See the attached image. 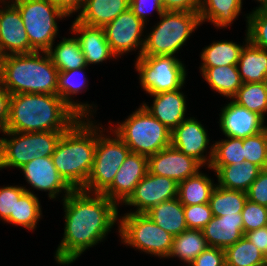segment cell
Instances as JSON below:
<instances>
[{"mask_svg": "<svg viewBox=\"0 0 267 266\" xmlns=\"http://www.w3.org/2000/svg\"><path fill=\"white\" fill-rule=\"evenodd\" d=\"M202 165L172 145L148 157V172L168 177L177 183L199 172Z\"/></svg>", "mask_w": 267, "mask_h": 266, "instance_id": "obj_16", "label": "cell"}, {"mask_svg": "<svg viewBox=\"0 0 267 266\" xmlns=\"http://www.w3.org/2000/svg\"><path fill=\"white\" fill-rule=\"evenodd\" d=\"M20 169L26 182L39 191H48L50 199L56 198L62 190L64 199L74 190L59 174L51 156L35 158Z\"/></svg>", "mask_w": 267, "mask_h": 266, "instance_id": "obj_17", "label": "cell"}, {"mask_svg": "<svg viewBox=\"0 0 267 266\" xmlns=\"http://www.w3.org/2000/svg\"><path fill=\"white\" fill-rule=\"evenodd\" d=\"M176 197L178 183L175 180L147 172L124 203L137 207L135 212L130 213H146L151 207Z\"/></svg>", "mask_w": 267, "mask_h": 266, "instance_id": "obj_13", "label": "cell"}, {"mask_svg": "<svg viewBox=\"0 0 267 266\" xmlns=\"http://www.w3.org/2000/svg\"><path fill=\"white\" fill-rule=\"evenodd\" d=\"M72 23V33L79 35L76 38L79 40L87 66L117 57L106 40L103 27L90 26L77 19Z\"/></svg>", "mask_w": 267, "mask_h": 266, "instance_id": "obj_20", "label": "cell"}, {"mask_svg": "<svg viewBox=\"0 0 267 266\" xmlns=\"http://www.w3.org/2000/svg\"><path fill=\"white\" fill-rule=\"evenodd\" d=\"M243 48L232 41H214L202 51L200 68L237 65Z\"/></svg>", "mask_w": 267, "mask_h": 266, "instance_id": "obj_33", "label": "cell"}, {"mask_svg": "<svg viewBox=\"0 0 267 266\" xmlns=\"http://www.w3.org/2000/svg\"><path fill=\"white\" fill-rule=\"evenodd\" d=\"M220 128L226 137L247 138L264 131V118L233 100L221 109Z\"/></svg>", "mask_w": 267, "mask_h": 266, "instance_id": "obj_19", "label": "cell"}, {"mask_svg": "<svg viewBox=\"0 0 267 266\" xmlns=\"http://www.w3.org/2000/svg\"><path fill=\"white\" fill-rule=\"evenodd\" d=\"M165 11L199 12V0H161Z\"/></svg>", "mask_w": 267, "mask_h": 266, "instance_id": "obj_47", "label": "cell"}, {"mask_svg": "<svg viewBox=\"0 0 267 266\" xmlns=\"http://www.w3.org/2000/svg\"><path fill=\"white\" fill-rule=\"evenodd\" d=\"M246 201V192L229 190L216 185L211 194L209 206L213 216L222 217L241 213Z\"/></svg>", "mask_w": 267, "mask_h": 266, "instance_id": "obj_34", "label": "cell"}, {"mask_svg": "<svg viewBox=\"0 0 267 266\" xmlns=\"http://www.w3.org/2000/svg\"><path fill=\"white\" fill-rule=\"evenodd\" d=\"M63 132L2 131L11 138H0V170L7 167L20 169L35 158L51 156Z\"/></svg>", "mask_w": 267, "mask_h": 266, "instance_id": "obj_7", "label": "cell"}, {"mask_svg": "<svg viewBox=\"0 0 267 266\" xmlns=\"http://www.w3.org/2000/svg\"><path fill=\"white\" fill-rule=\"evenodd\" d=\"M18 8L29 39L36 52H47L58 34L57 18L67 15L49 0H11Z\"/></svg>", "mask_w": 267, "mask_h": 266, "instance_id": "obj_8", "label": "cell"}, {"mask_svg": "<svg viewBox=\"0 0 267 266\" xmlns=\"http://www.w3.org/2000/svg\"><path fill=\"white\" fill-rule=\"evenodd\" d=\"M135 62L141 87L149 95L181 89L185 84V66L175 56H141Z\"/></svg>", "mask_w": 267, "mask_h": 266, "instance_id": "obj_11", "label": "cell"}, {"mask_svg": "<svg viewBox=\"0 0 267 266\" xmlns=\"http://www.w3.org/2000/svg\"><path fill=\"white\" fill-rule=\"evenodd\" d=\"M79 118L58 95L13 94L5 131H67Z\"/></svg>", "mask_w": 267, "mask_h": 266, "instance_id": "obj_2", "label": "cell"}, {"mask_svg": "<svg viewBox=\"0 0 267 266\" xmlns=\"http://www.w3.org/2000/svg\"><path fill=\"white\" fill-rule=\"evenodd\" d=\"M97 133L95 157L90 175L82 191L103 194L113 183L116 173L131 152L128 146L113 132L115 138ZM102 133V134H101Z\"/></svg>", "mask_w": 267, "mask_h": 266, "instance_id": "obj_10", "label": "cell"}, {"mask_svg": "<svg viewBox=\"0 0 267 266\" xmlns=\"http://www.w3.org/2000/svg\"><path fill=\"white\" fill-rule=\"evenodd\" d=\"M73 190L63 201L64 236L55 253L56 263H73L88 248L103 241L114 226L118 205L103 194Z\"/></svg>", "mask_w": 267, "mask_h": 266, "instance_id": "obj_1", "label": "cell"}, {"mask_svg": "<svg viewBox=\"0 0 267 266\" xmlns=\"http://www.w3.org/2000/svg\"><path fill=\"white\" fill-rule=\"evenodd\" d=\"M27 192L23 186H6L0 188V218L1 220L15 225L16 201Z\"/></svg>", "mask_w": 267, "mask_h": 266, "instance_id": "obj_41", "label": "cell"}, {"mask_svg": "<svg viewBox=\"0 0 267 266\" xmlns=\"http://www.w3.org/2000/svg\"><path fill=\"white\" fill-rule=\"evenodd\" d=\"M150 7V8H149ZM149 8V9H147ZM129 9L144 23L149 21L146 17L148 10L156 9L157 14L160 16L163 14L165 9L161 0H130Z\"/></svg>", "mask_w": 267, "mask_h": 266, "instance_id": "obj_46", "label": "cell"}, {"mask_svg": "<svg viewBox=\"0 0 267 266\" xmlns=\"http://www.w3.org/2000/svg\"><path fill=\"white\" fill-rule=\"evenodd\" d=\"M247 199L267 207V169H262L246 191Z\"/></svg>", "mask_w": 267, "mask_h": 266, "instance_id": "obj_44", "label": "cell"}, {"mask_svg": "<svg viewBox=\"0 0 267 266\" xmlns=\"http://www.w3.org/2000/svg\"><path fill=\"white\" fill-rule=\"evenodd\" d=\"M245 162L267 169V128L257 135L243 138Z\"/></svg>", "mask_w": 267, "mask_h": 266, "instance_id": "obj_40", "label": "cell"}, {"mask_svg": "<svg viewBox=\"0 0 267 266\" xmlns=\"http://www.w3.org/2000/svg\"><path fill=\"white\" fill-rule=\"evenodd\" d=\"M58 72L47 52L11 54L0 58V82L11 95H57Z\"/></svg>", "mask_w": 267, "mask_h": 266, "instance_id": "obj_4", "label": "cell"}, {"mask_svg": "<svg viewBox=\"0 0 267 266\" xmlns=\"http://www.w3.org/2000/svg\"><path fill=\"white\" fill-rule=\"evenodd\" d=\"M216 185L211 178L199 171L178 183L177 198L183 206L206 204Z\"/></svg>", "mask_w": 267, "mask_h": 266, "instance_id": "obj_29", "label": "cell"}, {"mask_svg": "<svg viewBox=\"0 0 267 266\" xmlns=\"http://www.w3.org/2000/svg\"><path fill=\"white\" fill-rule=\"evenodd\" d=\"M145 37L141 56H174L201 24L198 12L164 11Z\"/></svg>", "mask_w": 267, "mask_h": 266, "instance_id": "obj_6", "label": "cell"}, {"mask_svg": "<svg viewBox=\"0 0 267 266\" xmlns=\"http://www.w3.org/2000/svg\"><path fill=\"white\" fill-rule=\"evenodd\" d=\"M130 0H85L76 19L90 26L104 27L129 8Z\"/></svg>", "mask_w": 267, "mask_h": 266, "instance_id": "obj_23", "label": "cell"}, {"mask_svg": "<svg viewBox=\"0 0 267 266\" xmlns=\"http://www.w3.org/2000/svg\"><path fill=\"white\" fill-rule=\"evenodd\" d=\"M209 138L204 126L193 117L185 118L173 131L171 145L187 156L194 158L202 166L208 163V168L213 158V145L207 158L204 155L209 144Z\"/></svg>", "mask_w": 267, "mask_h": 266, "instance_id": "obj_14", "label": "cell"}, {"mask_svg": "<svg viewBox=\"0 0 267 266\" xmlns=\"http://www.w3.org/2000/svg\"><path fill=\"white\" fill-rule=\"evenodd\" d=\"M231 99L265 119L264 115L267 113V87L265 82L243 83Z\"/></svg>", "mask_w": 267, "mask_h": 266, "instance_id": "obj_36", "label": "cell"}, {"mask_svg": "<svg viewBox=\"0 0 267 266\" xmlns=\"http://www.w3.org/2000/svg\"><path fill=\"white\" fill-rule=\"evenodd\" d=\"M144 214L173 237L188 229L184 206L177 197L151 207Z\"/></svg>", "mask_w": 267, "mask_h": 266, "instance_id": "obj_27", "label": "cell"}, {"mask_svg": "<svg viewBox=\"0 0 267 266\" xmlns=\"http://www.w3.org/2000/svg\"><path fill=\"white\" fill-rule=\"evenodd\" d=\"M11 93L0 82V132L4 131L9 119Z\"/></svg>", "mask_w": 267, "mask_h": 266, "instance_id": "obj_48", "label": "cell"}, {"mask_svg": "<svg viewBox=\"0 0 267 266\" xmlns=\"http://www.w3.org/2000/svg\"><path fill=\"white\" fill-rule=\"evenodd\" d=\"M145 26L128 8L103 28L106 40L116 56L119 57L139 47L137 58H140L145 41L141 36Z\"/></svg>", "mask_w": 267, "mask_h": 266, "instance_id": "obj_12", "label": "cell"}, {"mask_svg": "<svg viewBox=\"0 0 267 266\" xmlns=\"http://www.w3.org/2000/svg\"><path fill=\"white\" fill-rule=\"evenodd\" d=\"M244 233L267 226V207L247 199L241 212Z\"/></svg>", "mask_w": 267, "mask_h": 266, "instance_id": "obj_42", "label": "cell"}, {"mask_svg": "<svg viewBox=\"0 0 267 266\" xmlns=\"http://www.w3.org/2000/svg\"><path fill=\"white\" fill-rule=\"evenodd\" d=\"M180 90L151 94L154 97L152 106L149 107L144 102L142 104L152 116L171 131L185 120L186 99Z\"/></svg>", "mask_w": 267, "mask_h": 266, "instance_id": "obj_21", "label": "cell"}, {"mask_svg": "<svg viewBox=\"0 0 267 266\" xmlns=\"http://www.w3.org/2000/svg\"><path fill=\"white\" fill-rule=\"evenodd\" d=\"M122 243L161 258H168L173 236L144 213H126L119 218Z\"/></svg>", "mask_w": 267, "mask_h": 266, "instance_id": "obj_9", "label": "cell"}, {"mask_svg": "<svg viewBox=\"0 0 267 266\" xmlns=\"http://www.w3.org/2000/svg\"><path fill=\"white\" fill-rule=\"evenodd\" d=\"M3 2L0 9V58L11 54H29L36 52L29 39L18 8L10 1Z\"/></svg>", "mask_w": 267, "mask_h": 266, "instance_id": "obj_15", "label": "cell"}, {"mask_svg": "<svg viewBox=\"0 0 267 266\" xmlns=\"http://www.w3.org/2000/svg\"><path fill=\"white\" fill-rule=\"evenodd\" d=\"M112 130L130 149L150 157L171 145L172 131L152 116L143 106Z\"/></svg>", "mask_w": 267, "mask_h": 266, "instance_id": "obj_5", "label": "cell"}, {"mask_svg": "<svg viewBox=\"0 0 267 266\" xmlns=\"http://www.w3.org/2000/svg\"><path fill=\"white\" fill-rule=\"evenodd\" d=\"M189 266H225V252L219 247L208 246Z\"/></svg>", "mask_w": 267, "mask_h": 266, "instance_id": "obj_45", "label": "cell"}, {"mask_svg": "<svg viewBox=\"0 0 267 266\" xmlns=\"http://www.w3.org/2000/svg\"><path fill=\"white\" fill-rule=\"evenodd\" d=\"M184 216L188 229L202 230L212 219L209 203L184 206Z\"/></svg>", "mask_w": 267, "mask_h": 266, "instance_id": "obj_43", "label": "cell"}, {"mask_svg": "<svg viewBox=\"0 0 267 266\" xmlns=\"http://www.w3.org/2000/svg\"><path fill=\"white\" fill-rule=\"evenodd\" d=\"M216 172L218 186L246 192L262 170L258 165L242 162L227 166H209Z\"/></svg>", "mask_w": 267, "mask_h": 266, "instance_id": "obj_24", "label": "cell"}, {"mask_svg": "<svg viewBox=\"0 0 267 266\" xmlns=\"http://www.w3.org/2000/svg\"><path fill=\"white\" fill-rule=\"evenodd\" d=\"M225 252V266H265L264 253L243 236Z\"/></svg>", "mask_w": 267, "mask_h": 266, "instance_id": "obj_35", "label": "cell"}, {"mask_svg": "<svg viewBox=\"0 0 267 266\" xmlns=\"http://www.w3.org/2000/svg\"><path fill=\"white\" fill-rule=\"evenodd\" d=\"M245 45L238 60V70L243 83L265 82L267 77V50L249 42L246 32Z\"/></svg>", "mask_w": 267, "mask_h": 266, "instance_id": "obj_25", "label": "cell"}, {"mask_svg": "<svg viewBox=\"0 0 267 266\" xmlns=\"http://www.w3.org/2000/svg\"><path fill=\"white\" fill-rule=\"evenodd\" d=\"M246 18L249 42L267 50V7L255 8Z\"/></svg>", "mask_w": 267, "mask_h": 266, "instance_id": "obj_39", "label": "cell"}, {"mask_svg": "<svg viewBox=\"0 0 267 266\" xmlns=\"http://www.w3.org/2000/svg\"><path fill=\"white\" fill-rule=\"evenodd\" d=\"M148 172V157L130 152L116 173L112 185L103 193L117 205L123 203L134 192L138 183Z\"/></svg>", "mask_w": 267, "mask_h": 266, "instance_id": "obj_18", "label": "cell"}, {"mask_svg": "<svg viewBox=\"0 0 267 266\" xmlns=\"http://www.w3.org/2000/svg\"><path fill=\"white\" fill-rule=\"evenodd\" d=\"M53 5L62 10L68 17L74 12H79L85 0H49Z\"/></svg>", "mask_w": 267, "mask_h": 266, "instance_id": "obj_50", "label": "cell"}, {"mask_svg": "<svg viewBox=\"0 0 267 266\" xmlns=\"http://www.w3.org/2000/svg\"><path fill=\"white\" fill-rule=\"evenodd\" d=\"M78 68L75 70L58 72V81H57V95L80 117V118H89L92 116L90 113L94 112L91 108L92 105L88 103H76L74 100L72 101L71 95L82 93V89L86 88L87 83L84 75V69L86 68ZM81 73V74H80ZM83 74V75H82ZM81 77V81L79 78ZM83 78V79H82ZM78 79V80H77ZM85 85V86H84Z\"/></svg>", "mask_w": 267, "mask_h": 266, "instance_id": "obj_26", "label": "cell"}, {"mask_svg": "<svg viewBox=\"0 0 267 266\" xmlns=\"http://www.w3.org/2000/svg\"><path fill=\"white\" fill-rule=\"evenodd\" d=\"M90 120L79 118L63 132L51 155L55 168L74 190L85 186L93 166L97 133L101 126Z\"/></svg>", "mask_w": 267, "mask_h": 266, "instance_id": "obj_3", "label": "cell"}, {"mask_svg": "<svg viewBox=\"0 0 267 266\" xmlns=\"http://www.w3.org/2000/svg\"><path fill=\"white\" fill-rule=\"evenodd\" d=\"M260 3L259 7L256 8H262V7H267V0H256Z\"/></svg>", "mask_w": 267, "mask_h": 266, "instance_id": "obj_51", "label": "cell"}, {"mask_svg": "<svg viewBox=\"0 0 267 266\" xmlns=\"http://www.w3.org/2000/svg\"><path fill=\"white\" fill-rule=\"evenodd\" d=\"M242 9V0H199L201 24L212 22L216 27L231 25Z\"/></svg>", "mask_w": 267, "mask_h": 266, "instance_id": "obj_28", "label": "cell"}, {"mask_svg": "<svg viewBox=\"0 0 267 266\" xmlns=\"http://www.w3.org/2000/svg\"><path fill=\"white\" fill-rule=\"evenodd\" d=\"M207 247L208 244L202 230L186 229L173 237L172 249L168 258L178 257L190 265Z\"/></svg>", "mask_w": 267, "mask_h": 266, "instance_id": "obj_32", "label": "cell"}, {"mask_svg": "<svg viewBox=\"0 0 267 266\" xmlns=\"http://www.w3.org/2000/svg\"><path fill=\"white\" fill-rule=\"evenodd\" d=\"M246 239L252 242L262 253L267 249V226L244 233Z\"/></svg>", "mask_w": 267, "mask_h": 266, "instance_id": "obj_49", "label": "cell"}, {"mask_svg": "<svg viewBox=\"0 0 267 266\" xmlns=\"http://www.w3.org/2000/svg\"><path fill=\"white\" fill-rule=\"evenodd\" d=\"M202 231L208 246L225 250L244 236L242 214L213 216Z\"/></svg>", "mask_w": 267, "mask_h": 266, "instance_id": "obj_22", "label": "cell"}, {"mask_svg": "<svg viewBox=\"0 0 267 266\" xmlns=\"http://www.w3.org/2000/svg\"><path fill=\"white\" fill-rule=\"evenodd\" d=\"M25 192L15 207V225L23 226L29 230H34L40 217L42 216L41 204L38 197L26 188Z\"/></svg>", "mask_w": 267, "mask_h": 266, "instance_id": "obj_37", "label": "cell"}, {"mask_svg": "<svg viewBox=\"0 0 267 266\" xmlns=\"http://www.w3.org/2000/svg\"><path fill=\"white\" fill-rule=\"evenodd\" d=\"M227 138L213 144V158L210 166H227L245 162L243 139Z\"/></svg>", "mask_w": 267, "mask_h": 266, "instance_id": "obj_38", "label": "cell"}, {"mask_svg": "<svg viewBox=\"0 0 267 266\" xmlns=\"http://www.w3.org/2000/svg\"><path fill=\"white\" fill-rule=\"evenodd\" d=\"M200 70L209 86L224 97L232 98L243 84L237 65Z\"/></svg>", "mask_w": 267, "mask_h": 266, "instance_id": "obj_31", "label": "cell"}, {"mask_svg": "<svg viewBox=\"0 0 267 266\" xmlns=\"http://www.w3.org/2000/svg\"><path fill=\"white\" fill-rule=\"evenodd\" d=\"M264 256H265V259H266V262H267V249H266V252L264 253Z\"/></svg>", "mask_w": 267, "mask_h": 266, "instance_id": "obj_52", "label": "cell"}, {"mask_svg": "<svg viewBox=\"0 0 267 266\" xmlns=\"http://www.w3.org/2000/svg\"><path fill=\"white\" fill-rule=\"evenodd\" d=\"M47 53L59 72L87 66L79 40L76 37H64L54 49L52 46Z\"/></svg>", "mask_w": 267, "mask_h": 266, "instance_id": "obj_30", "label": "cell"}]
</instances>
